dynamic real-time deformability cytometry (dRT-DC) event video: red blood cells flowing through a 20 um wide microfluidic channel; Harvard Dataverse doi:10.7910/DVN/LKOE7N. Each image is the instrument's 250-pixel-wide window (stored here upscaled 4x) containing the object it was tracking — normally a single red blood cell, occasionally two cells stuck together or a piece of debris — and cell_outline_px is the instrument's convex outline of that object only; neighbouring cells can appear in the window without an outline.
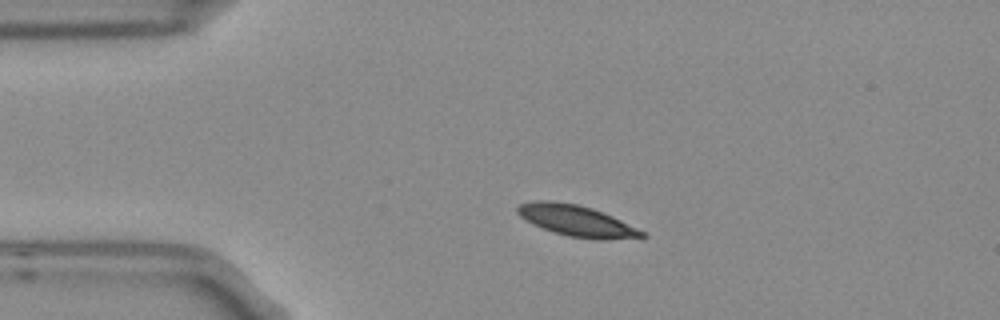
{"species": "Egyptian fruit bat (a non-hibernating species)", "species_latin": "Rousettus aegyptiacus", "temperature_condition": "room temperature", "stored_images_in_passage": 3, "camera_frame_rate_fps": 3000, "um_per_image_px": 0.085, "frame": {"image": 1, "passage_image": 2, "time_ms": 0.333, "image_size_px": [1000, 320], "cell_outline_px": [[648, 236], [644, 240], [596, 240], [568, 236], [532, 224], [524, 220], [516, 212], [516, 208], [520, 204], [536, 200], [552, 200], [576, 204], [592, 208], [612, 216], [644, 232]], "centroid_in_image_um": [49.08, 18.8], "position_along_channel_um": 35.9, "area_um2": 22.95}}